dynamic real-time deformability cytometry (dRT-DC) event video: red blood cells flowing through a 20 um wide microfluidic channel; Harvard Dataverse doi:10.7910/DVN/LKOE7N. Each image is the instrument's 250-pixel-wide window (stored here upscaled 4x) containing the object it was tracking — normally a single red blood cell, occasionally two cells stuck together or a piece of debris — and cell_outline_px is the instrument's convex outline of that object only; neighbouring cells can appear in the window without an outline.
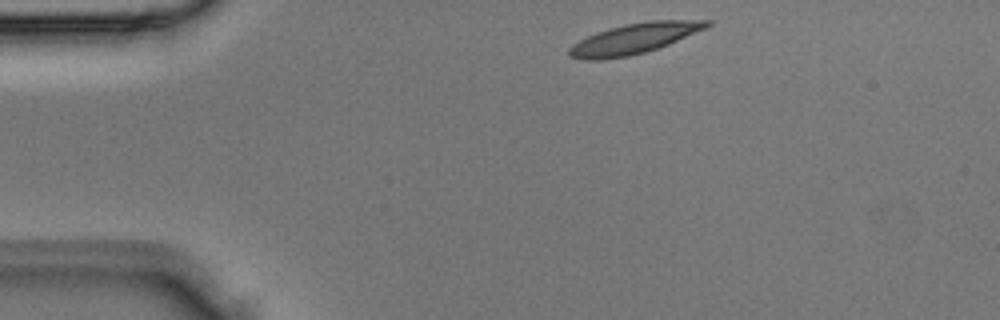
{"species": "Egyptian fruit bat (a non-hibernating species)", "species_latin": "Rousettus aegyptiacus", "temperature_condition": "room temperature", "stored_images_in_passage": 2, "camera_frame_rate_fps": 3000, "um_per_image_px": 0.085, "animal": {"sex": "male"}, "frame": {"image": 1, "passage_image": 1, "time_ms": 0.0, "image_size_px": [1000, 320], "cell_outline_px": [[712, 24], [704, 28], [668, 44], [644, 52], [628, 56], [600, 60], [584, 60], [568, 56], [568, 48], [572, 44], [596, 32], [608, 28], [624, 24], [652, 20], [712, 20]], "centroid_in_image_um": [53.84, 3.28], "position_along_channel_um": 31.2, "area_um2": 24.16}}